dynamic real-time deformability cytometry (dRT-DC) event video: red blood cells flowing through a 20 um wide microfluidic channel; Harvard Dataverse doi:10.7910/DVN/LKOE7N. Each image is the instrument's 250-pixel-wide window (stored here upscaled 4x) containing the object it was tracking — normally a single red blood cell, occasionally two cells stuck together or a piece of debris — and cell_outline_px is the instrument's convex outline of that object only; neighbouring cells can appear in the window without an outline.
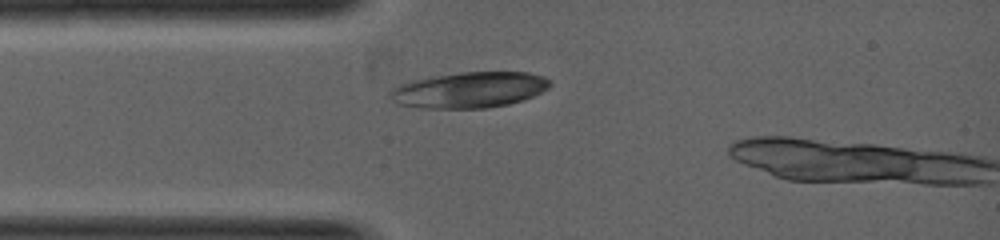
{"species": "common noctule bat (a hibernating species)", "species_latin": "Nyctalus noctula", "temperature_condition": "warm", "stored_images_in_passage": 1, "camera_frame_rate_fps": 5000, "um_per_image_px": 0.085, "animal": {"sex": "female", "body_mass_g": 19.0, "forearm_length_mm": 53.3}, "frame": {"image": 1, "passage_image": 1, "time_ms": 0.0, "image_size_px": [1000, 240], "cell_outline_px": [[552, 84], [548, 88], [524, 100], [508, 104], [488, 108], [420, 108], [396, 104], [388, 96], [388, 92], [392, 88], [400, 84], [412, 80], [432, 76], [460, 72], [528, 72], [544, 76]], "centroid_in_image_um": [39.85, 7.64], "position_along_channel_um": 45.1, "area_um2": 33.64}}